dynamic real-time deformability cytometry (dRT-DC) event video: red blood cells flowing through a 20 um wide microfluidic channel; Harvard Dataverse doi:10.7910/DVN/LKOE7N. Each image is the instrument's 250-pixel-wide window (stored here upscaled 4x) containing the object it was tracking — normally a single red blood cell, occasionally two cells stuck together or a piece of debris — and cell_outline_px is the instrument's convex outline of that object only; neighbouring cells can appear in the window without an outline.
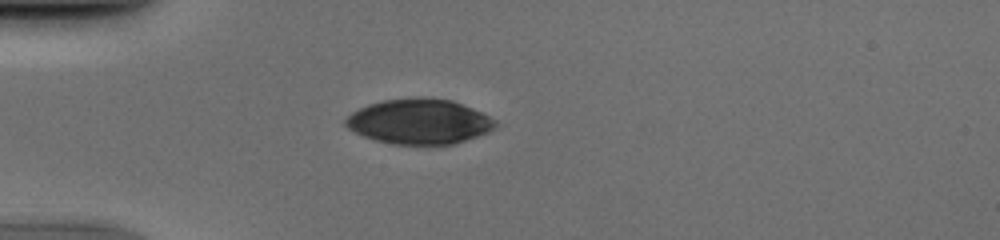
{"species": "human", "species_latin": "Homo sapiens", "temperature_condition": "cold", "stored_images_in_passage": 53, "camera_frame_rate_fps": 3000, "um_per_image_px": 0.085, "donor": {"sex": "male"}, "frame": {"image": 1, "passage_image": 16, "time_ms": 5.0, "image_size_px": [1000, 240], "cell_outline_px": [[500, 124], [496, 128], [488, 132], [452, 144], [392, 144], [376, 140], [364, 136], [348, 128], [344, 124], [344, 120], [352, 112], [368, 104], [384, 100], [412, 96], [416, 96], [452, 100], [472, 108], [496, 120]], "centroid_in_image_um": [35.64, 10.31], "position_along_channel_um": 49.4, "area_um2": 39.36}}
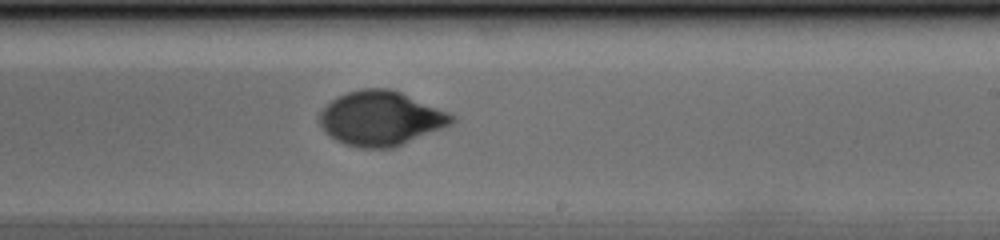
{"frame": {"image": 2, "passage_image": 33, "time_ms": 10.667, "image_size_px": [1000, 240], "cell_outline_px": [[456, 120], [452, 124], [444, 128], [396, 148], [356, 148], [344, 144], [328, 136], [320, 128], [316, 120], [320, 112], [336, 96], [360, 88], [388, 88], [400, 92], [448, 112], [456, 116]], "centroid_in_image_um": [32.34, 10.09], "position_along_channel_um": 256.7, "area_um2": 42.6}}
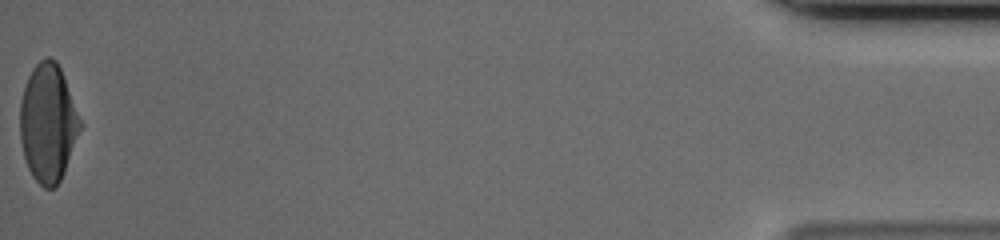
{"frame": {"image": 3, "passage_image": 53, "time_ms": 17.333, "image_size_px": [1000, 240], "cell_outline_px": [[80, 128], [64, 172], [60, 180], [52, 188], [44, 188], [32, 176], [28, 168], [24, 156], [20, 140], [20, 104], [24, 88], [28, 76], [32, 68], [40, 60], [48, 56], [56, 60], [60, 68], [80, 120]], "centroid_in_image_um": [4.04, 10.44], "position_along_channel_um": 431.2, "area_um2": 40.58}}